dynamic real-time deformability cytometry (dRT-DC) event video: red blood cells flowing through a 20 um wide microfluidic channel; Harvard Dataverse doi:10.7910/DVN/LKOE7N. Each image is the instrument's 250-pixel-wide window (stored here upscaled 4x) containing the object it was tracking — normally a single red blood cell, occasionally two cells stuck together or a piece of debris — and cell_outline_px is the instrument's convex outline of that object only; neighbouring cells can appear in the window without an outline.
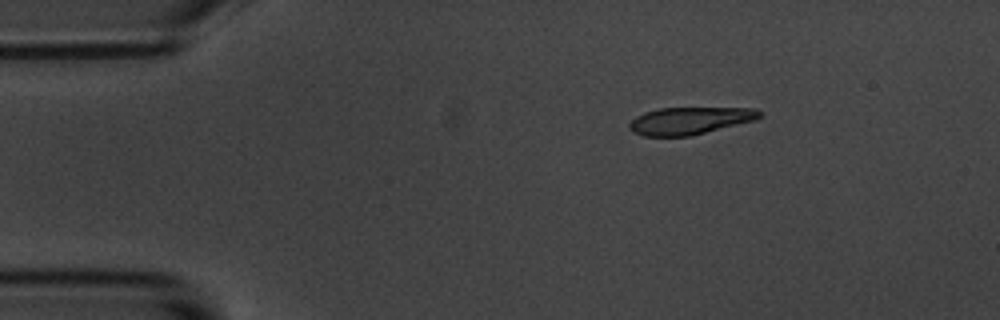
{"species": "common noctule bat (a hibernating species)", "species_latin": "Nyctalus noctula", "temperature_condition": "room temperature", "stored_images_in_passage": 3, "camera_frame_rate_fps": 3000, "um_per_image_px": 0.085, "animal": {"sex": "male", "body_mass_g": 20.1, "forearm_length_mm": 53.5}, "frame": {"image": 1, "passage_image": 1, "time_ms": 0.0, "image_size_px": [1000, 320], "cell_outline_px": [[764, 112], [756, 120], [688, 136], [644, 136], [632, 132], [628, 128], [628, 124], [636, 116], [644, 112], [660, 108], [756, 108]], "centroid_in_image_um": [58.62, 10.25], "position_along_channel_um": 26.4, "area_um2": 20.69}}